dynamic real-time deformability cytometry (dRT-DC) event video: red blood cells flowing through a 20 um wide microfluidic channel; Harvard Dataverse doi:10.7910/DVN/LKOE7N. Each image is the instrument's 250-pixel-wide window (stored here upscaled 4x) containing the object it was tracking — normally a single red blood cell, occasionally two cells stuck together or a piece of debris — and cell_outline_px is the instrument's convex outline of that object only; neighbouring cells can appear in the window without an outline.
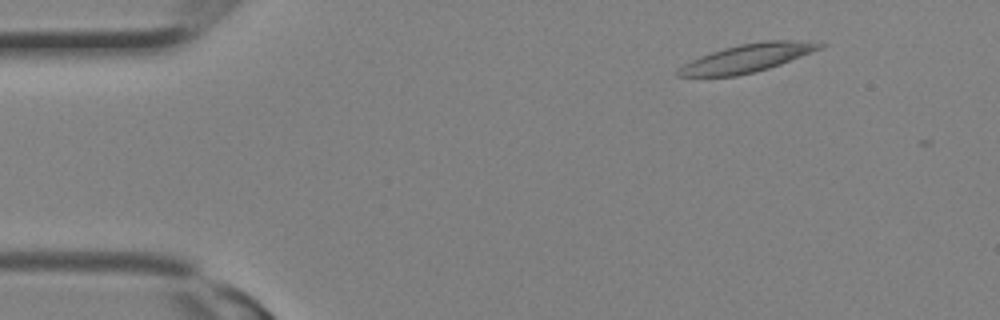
{"species": "Egyptian fruit bat (a non-hibernating species)", "species_latin": "Rousettus aegyptiacus", "temperature_condition": "room temperature", "stored_images_in_passage": 12, "camera_frame_rate_fps": 3000, "um_per_image_px": 0.085, "animal": {"sex": "female"}, "frame": {"image": 1, "passage_image": 2, "time_ms": 0.333, "image_size_px": [1000, 320], "cell_outline_px": [[828, 44], [824, 48], [780, 64], [768, 68], [736, 76], [676, 76], [676, 68], [700, 56], [724, 48], [740, 44], [764, 40], [788, 40]], "centroid_in_image_um": [63.51, 4.93], "position_along_channel_um": 21.5, "area_um2": 23.0}}
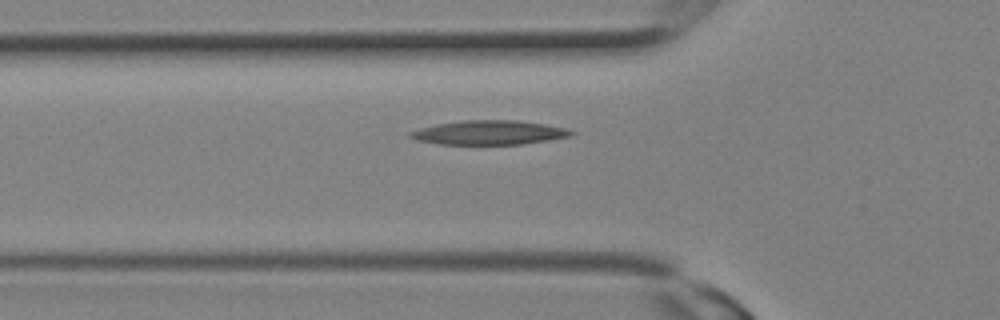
{"frame": {"image": 2, "passage_image": 8, "time_ms": 2.333, "image_size_px": [1000, 320], "cell_outline_px": [[576, 132], [572, 136], [548, 140], [520, 144], [436, 144], [420, 140], [408, 136], [408, 132], [420, 128], [436, 124], [464, 120], [516, 120], [544, 124], [568, 128]], "centroid_in_image_um": [41.6, 11.26], "position_along_channel_um": 84.2, "area_um2": 22.66}}
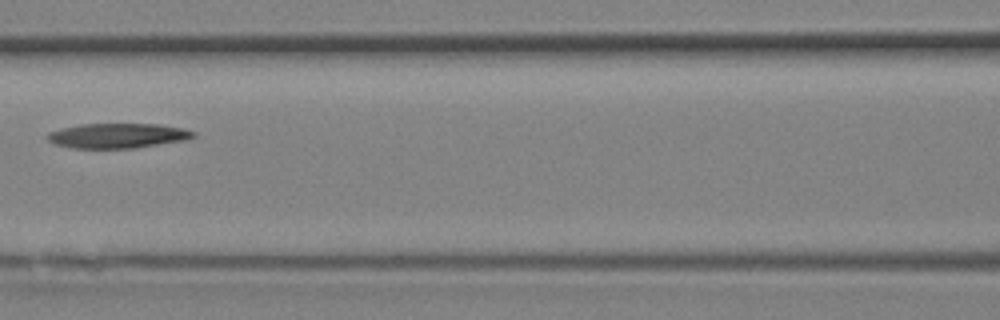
{"frame": {"image": 3, "passage_image": 11, "time_ms": 3.333, "image_size_px": [1000, 320], "cell_outline_px": [[196, 136], [184, 140], [136, 148], [72, 148], [56, 144], [48, 140], [44, 136], [48, 132], [60, 128], [80, 124], [160, 124], [184, 128], [196, 132]], "centroid_in_image_um": [9.99, 11.53], "position_along_channel_um": 156.6, "area_um2": 21.27}}